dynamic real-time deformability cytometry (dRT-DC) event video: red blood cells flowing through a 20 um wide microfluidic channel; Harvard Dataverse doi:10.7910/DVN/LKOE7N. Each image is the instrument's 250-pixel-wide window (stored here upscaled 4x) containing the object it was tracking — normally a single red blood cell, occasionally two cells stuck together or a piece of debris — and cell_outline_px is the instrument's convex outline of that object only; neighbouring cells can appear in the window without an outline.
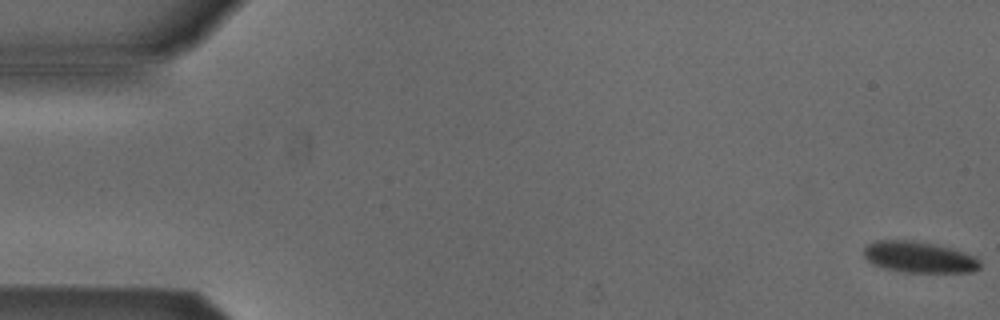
{"species": "Egyptian fruit bat (a non-hibernating species)", "species_latin": "Rousettus aegyptiacus", "temperature_condition": "cold", "stored_images_in_passage": 8, "camera_frame_rate_fps": 3000, "um_per_image_px": 0.085, "animal": {"sex": "male"}, "frame": {"image": 1, "passage_image": 1, "time_ms": 0.0, "image_size_px": [1000, 320], "cell_outline_px": [[980, 268], [972, 272], [904, 272], [884, 268], [868, 260], [864, 256], [864, 248], [868, 244], [876, 240], [912, 240], [952, 248], [976, 256], [980, 260]], "centroid_in_image_um": [78.15, 21.85], "position_along_channel_um": 6.8, "area_um2": 21.04}}
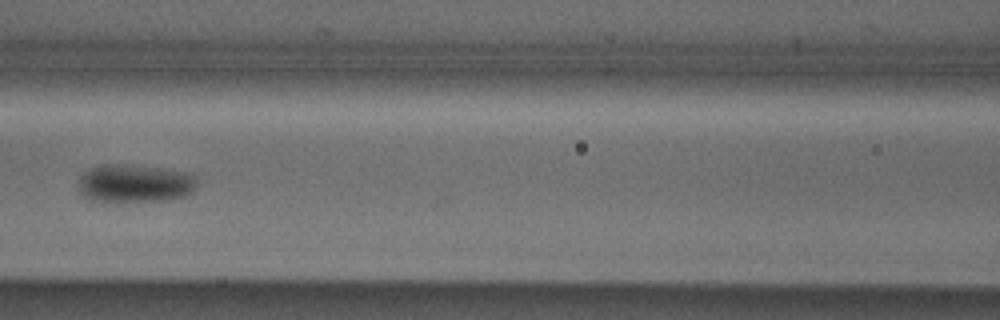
{"frame": {"image": 2, "passage_image": 7, "time_ms": 2.0, "image_size_px": [1000, 320], "cell_outline_px": [[196, 184], [192, 192], [184, 196], [164, 200], [104, 204], [92, 200], [84, 196], [80, 192], [80, 176], [84, 172], [92, 168], [104, 164], [128, 164], [160, 168], [180, 172], [192, 176], [196, 180]], "centroid_in_image_um": [11.38, 15.63], "position_along_channel_um": 155.2, "area_um2": 26.53}}
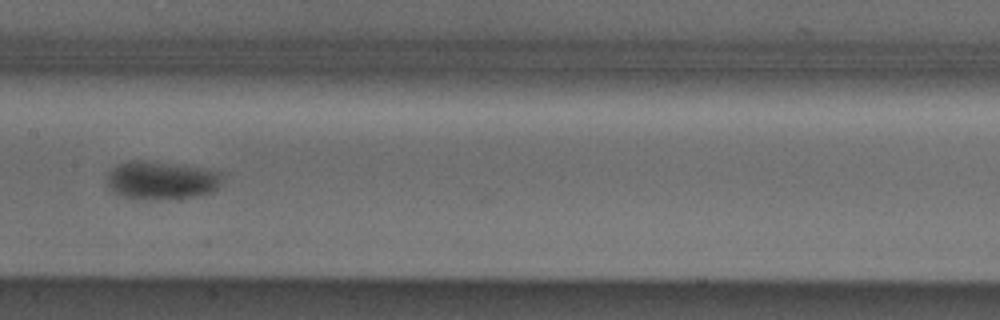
{"frame": {"image": 3, "passage_image": 8, "time_ms": 2.333, "image_size_px": [1000, 320], "cell_outline_px": [[220, 184], [212, 192], [200, 196], [156, 200], [124, 196], [112, 192], [108, 188], [108, 172], [116, 164], [132, 160], [140, 160], [168, 164], [220, 172]], "centroid_in_image_um": [13.65, 15.35], "position_along_channel_um": 193.7, "area_um2": 25.14}}